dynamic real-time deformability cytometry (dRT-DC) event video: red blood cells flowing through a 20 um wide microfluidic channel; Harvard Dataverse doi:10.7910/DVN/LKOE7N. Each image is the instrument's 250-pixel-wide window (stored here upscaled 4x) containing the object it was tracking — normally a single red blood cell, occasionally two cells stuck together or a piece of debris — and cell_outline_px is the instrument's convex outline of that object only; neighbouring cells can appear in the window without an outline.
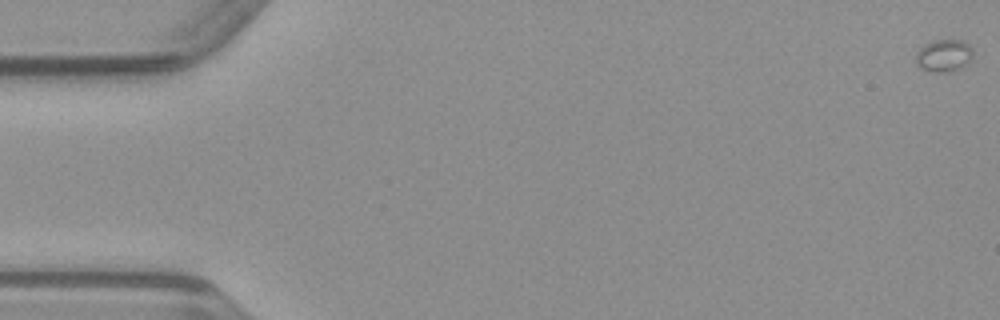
{"species": "common noctule bat (a hibernating species)", "species_latin": "Nyctalus noctula", "temperature_condition": "warm", "stored_images_in_passage": 52, "camera_frame_rate_fps": 3000, "um_per_image_px": 0.085, "animal": {"sex": "male", "body_mass_g": 23.1, "forearm_length_mm": 52.7}, "frame": {"image": 1, "passage_image": 1, "time_ms": 0.0, "image_size_px": [1000, 320], "cell_outline_px": [[972, 56], [964, 64], [956, 68], [944, 72], [936, 72], [920, 68], [916, 64], [916, 52], [924, 44], [932, 40], [964, 40], [972, 48]], "centroid_in_image_um": [80.18, 4.69], "position_along_channel_um": 4.8, "area_um2": 10.52}}